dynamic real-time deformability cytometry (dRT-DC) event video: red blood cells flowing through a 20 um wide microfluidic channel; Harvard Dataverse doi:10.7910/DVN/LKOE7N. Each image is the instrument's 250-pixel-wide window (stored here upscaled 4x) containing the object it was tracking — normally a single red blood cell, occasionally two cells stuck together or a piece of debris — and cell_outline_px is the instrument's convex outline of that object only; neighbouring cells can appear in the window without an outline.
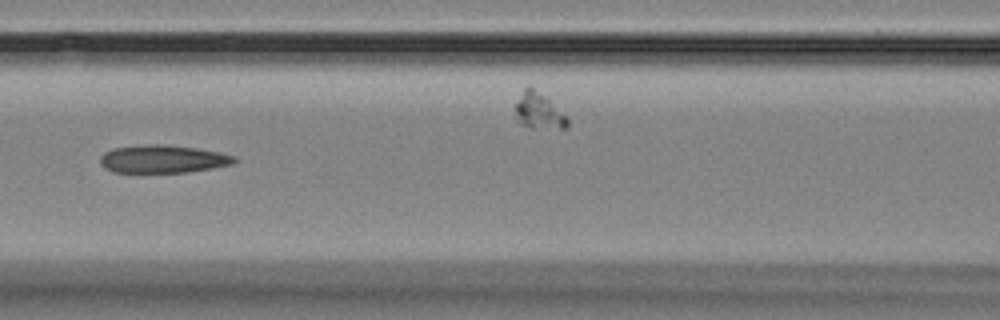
{"species": "Egyptian fruit bat (a non-hibernating species)", "species_latin": "Rousettus aegyptiacus", "temperature_condition": "room temperature", "stored_images_in_passage": 13, "segment_of_instrument_passage": [1, 4], "camera_frame_rate_fps": 3000, "um_per_image_px": 0.085, "animal": {"sex": "female"}, "frame": {"image": 1, "passage_image": 4, "time_ms": 4.333, "image_size_px": [1000, 320], "cell_outline_px": [[236, 160], [232, 164], [184, 172], [112, 172], [104, 168], [100, 164], [100, 156], [104, 152], [112, 148], [144, 144], [164, 144], [196, 148], [220, 152], [236, 156]], "centroid_in_image_um": [13.78, 13.5], "position_along_channel_um": 152.8, "area_um2": 21.79}}
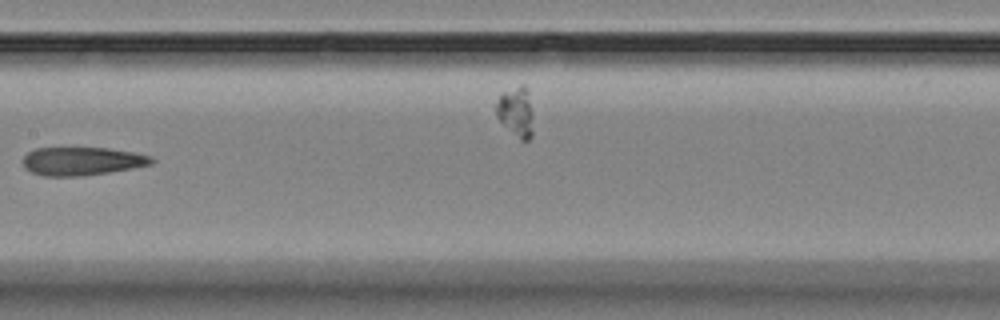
{"frame": {"image": 2, "passage_image": 5, "time_ms": 5.667, "image_size_px": [1000, 320], "cell_outline_px": [[156, 160], [152, 164], [132, 168], [84, 176], [44, 176], [32, 172], [24, 168], [24, 156], [28, 152], [36, 148], [108, 148], [136, 152], [152, 156]], "centroid_in_image_um": [7.01, 13.69], "position_along_channel_um": 200.4, "area_um2": 21.27}}